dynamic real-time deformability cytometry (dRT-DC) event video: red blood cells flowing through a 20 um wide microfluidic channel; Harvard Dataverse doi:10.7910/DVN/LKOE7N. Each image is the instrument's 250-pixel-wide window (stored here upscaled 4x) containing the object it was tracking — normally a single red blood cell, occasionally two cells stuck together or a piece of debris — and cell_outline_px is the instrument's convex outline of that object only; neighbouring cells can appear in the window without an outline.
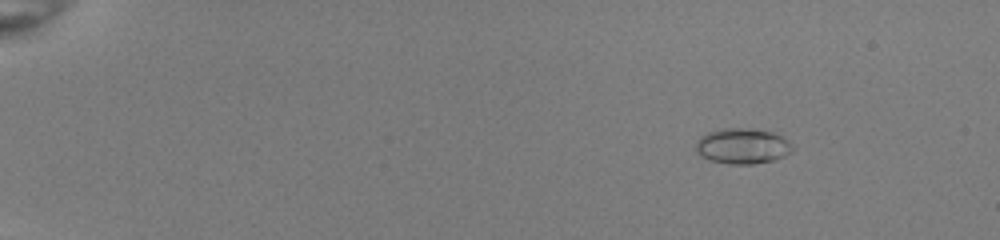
{"species": "common noctule bat (a hibernating species)", "species_latin": "Nyctalus noctula", "temperature_condition": "room temperature", "stored_images_in_passage": 54, "camera_frame_rate_fps": 3000, "um_per_image_px": 0.085, "animal": {"sex": "female", "body_mass_g": 22.0, "forearm_length_mm": 56.7}, "frame": {"image": 1, "passage_image": 9, "time_ms": 2.667, "image_size_px": [1000, 240], "cell_outline_px": [[796, 148], [792, 152], [784, 156], [772, 160], [752, 164], [728, 164], [712, 160], [700, 156], [696, 152], [696, 140], [700, 136], [708, 132], [724, 128], [748, 128], [772, 132], [788, 140]], "centroid_in_image_um": [63.11, 12.41], "position_along_channel_um": 21.9, "area_um2": 20.11}}
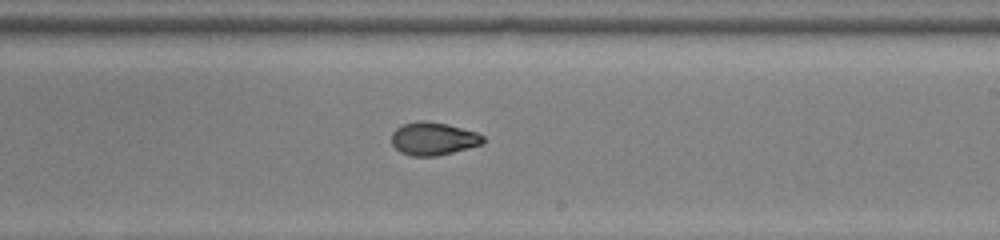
{"frame": {"image": 2, "passage_image": 36, "time_ms": 11.667, "image_size_px": [1000, 240], "cell_outline_px": [[484, 144], [436, 156], [412, 156], [400, 152], [392, 144], [392, 132], [396, 128], [404, 124], [420, 120], [424, 120], [448, 124], [476, 132], [484, 136]], "centroid_in_image_um": [36.84, 11.78], "position_along_channel_um": 252.2, "area_um2": 17.57}}
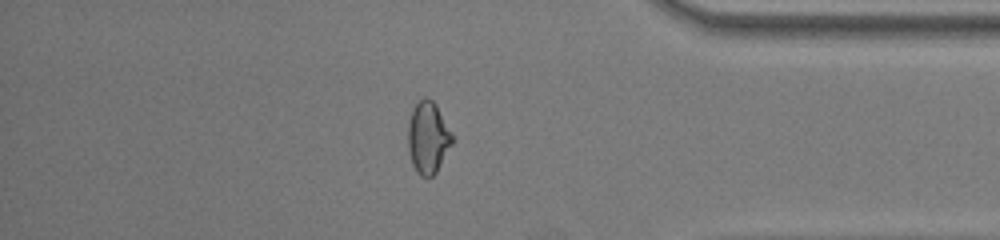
{"frame": {"image": 3, "passage_image": 48, "time_ms": 15.667, "image_size_px": [1000, 240], "cell_outline_px": [[456, 140], [436, 172], [432, 176], [420, 176], [416, 172], [412, 164], [408, 152], [408, 124], [412, 108], [424, 96], [428, 96], [436, 104], [452, 132]], "centroid_in_image_um": [36.4, 11.69], "position_along_channel_um": 398.8, "area_um2": 18.96}, "authors_computed_cell_mechanics": {"area_um2": 18.6116, "velocity_mm_per_s": 4.0329, "shape_relaxation_time_tau1_ms": 7.298, "shape_relaxation_time_tau2_ms": 1.5976, "deformation_change_tau1": 0.2141, "deformation_change_tau2": 0.0473}}